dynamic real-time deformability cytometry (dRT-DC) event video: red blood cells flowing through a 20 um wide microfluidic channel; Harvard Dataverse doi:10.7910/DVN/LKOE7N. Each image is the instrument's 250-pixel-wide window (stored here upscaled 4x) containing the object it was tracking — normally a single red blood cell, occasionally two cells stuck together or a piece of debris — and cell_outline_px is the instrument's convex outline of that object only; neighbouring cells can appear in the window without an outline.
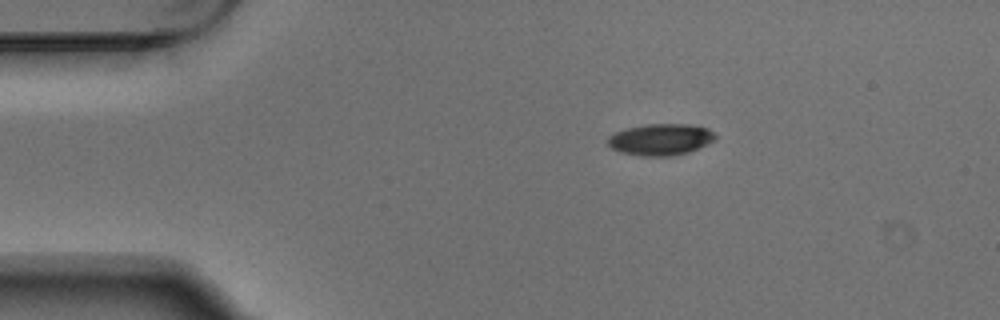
{"species": "Egyptian fruit bat (a non-hibernating species)", "species_latin": "Rousettus aegyptiacus", "temperature_condition": "warm", "stored_images_in_passage": 3, "camera_frame_rate_fps": 3000, "um_per_image_px": 0.085, "animal": {"sex": "male"}, "frame": {"image": 1, "passage_image": 3, "time_ms": 0.667, "image_size_px": [1000, 320], "cell_outline_px": [[716, 136], [708, 144], [688, 152], [668, 156], [640, 156], [620, 152], [612, 148], [608, 144], [608, 136], [616, 132], [628, 128], [648, 124], [688, 124], [708, 128]], "centroid_in_image_um": [56.14, 11.86], "position_along_channel_um": 28.9, "area_um2": 19.54}}